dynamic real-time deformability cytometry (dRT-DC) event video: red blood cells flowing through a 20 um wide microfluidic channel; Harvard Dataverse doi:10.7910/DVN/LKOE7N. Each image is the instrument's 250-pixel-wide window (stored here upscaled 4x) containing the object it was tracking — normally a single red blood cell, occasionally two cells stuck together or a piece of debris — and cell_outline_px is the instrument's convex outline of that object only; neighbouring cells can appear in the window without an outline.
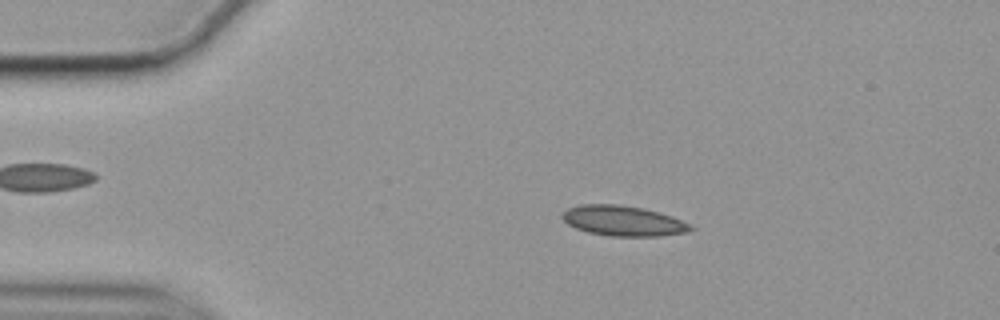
{"species": "common noctule bat (a hibernating species)", "species_latin": "Nyctalus noctula", "temperature_condition": "cold", "stored_images_in_passage": 55, "camera_frame_rate_fps": 3000, "um_per_image_px": 0.085, "animal": {"sex": "female", "body_mass_g": 19.9}, "frame": {"image": 1, "passage_image": 9, "time_ms": 2.667, "image_size_px": [1000, 320], "cell_outline_px": [[696, 228], [688, 232], [656, 236], [612, 236], [588, 232], [576, 228], [568, 224], [560, 216], [568, 208], [580, 204], [620, 204], [644, 208], [672, 216], [692, 224]], "centroid_in_image_um": [53.0, 18.76], "position_along_channel_um": 32.0, "area_um2": 22.72}}
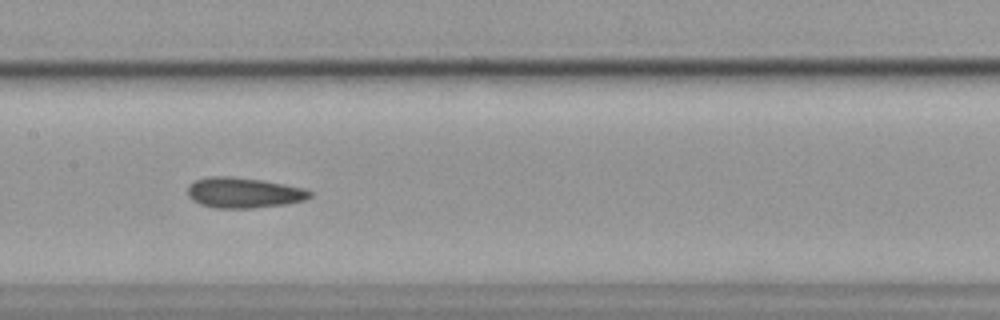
{"frame": {"image": 2, "passage_image": 26, "time_ms": 8.333, "image_size_px": [1000, 320], "cell_outline_px": [[312, 196], [304, 200], [284, 204], [252, 208], [216, 208], [200, 204], [192, 200], [188, 196], [188, 184], [196, 180], [208, 176], [232, 176], [260, 180], [284, 184], [304, 188], [312, 192]], "centroid_in_image_um": [20.68, 16.38], "position_along_channel_um": 186.7, "area_um2": 21.68}}
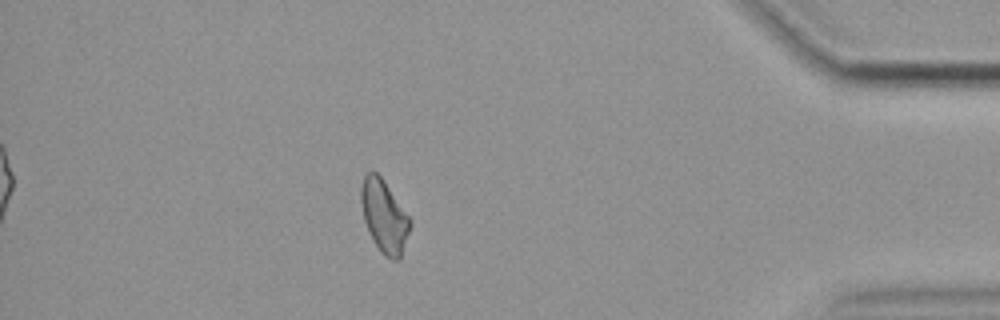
{"frame": {"image": 3, "passage_image": 48, "time_ms": 15.667, "image_size_px": [1000, 320], "cell_outline_px": [[412, 224], [400, 260], [392, 260], [384, 256], [380, 252], [364, 220], [360, 200], [360, 188], [364, 176], [368, 172], [376, 172], [384, 180], [408, 216]], "centroid_in_image_um": [32.66, 18.39], "position_along_channel_um": 402.5, "area_um2": 20.52}, "authors_computed_cell_mechanics": {"area_um2": 21.386, "velocity_mm_per_s": 3.5205, "shape_relaxation_time_tau1_ms": 8.7932, "shape_relaxation_time_tau2_ms": 3.1761, "deformation_change_tau1": 0.1333, "deformation_change_tau2": 0.0887}}